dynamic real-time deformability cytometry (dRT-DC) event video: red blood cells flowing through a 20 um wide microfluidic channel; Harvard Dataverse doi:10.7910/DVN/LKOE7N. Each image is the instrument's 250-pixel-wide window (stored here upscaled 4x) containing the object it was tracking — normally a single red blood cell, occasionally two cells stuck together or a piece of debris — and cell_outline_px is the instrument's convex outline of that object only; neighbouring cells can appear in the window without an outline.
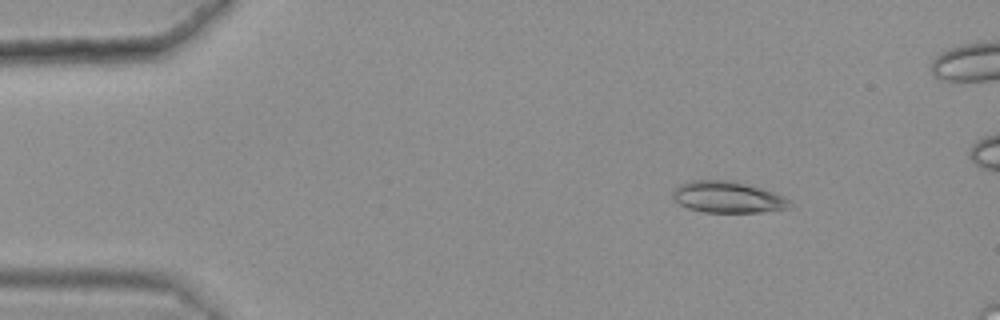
{"species": "common noctule bat (a hibernating species)", "species_latin": "Nyctalus noctula", "temperature_condition": "warm", "stored_images_in_passage": 16, "camera_frame_rate_fps": 3000, "um_per_image_px": 0.085, "animal": {"sex": "female", "body_mass_g": 25.1}, "frame": {"image": 1, "passage_image": 7, "time_ms": 2.0, "image_size_px": [1000, 320], "cell_outline_px": [[792, 208], [760, 212], [704, 212], [688, 208], [680, 204], [672, 196], [672, 192], [680, 184], [692, 180], [736, 180], [764, 188], [784, 196], [792, 200]], "centroid_in_image_um": [61.93, 16.74], "position_along_channel_um": 23.1, "area_um2": 21.79}}